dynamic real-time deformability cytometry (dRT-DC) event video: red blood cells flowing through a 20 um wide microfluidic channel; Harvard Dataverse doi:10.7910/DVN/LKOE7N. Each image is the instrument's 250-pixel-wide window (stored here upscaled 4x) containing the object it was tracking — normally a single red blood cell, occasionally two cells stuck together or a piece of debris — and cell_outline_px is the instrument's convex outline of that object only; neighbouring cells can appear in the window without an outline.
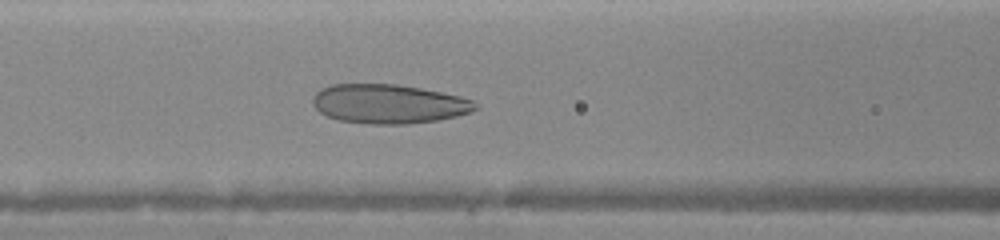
{"species": "human", "species_latin": "Homo sapiens", "temperature_condition": "warm", "stored_images_in_passage": 33, "camera_frame_rate_fps": 3000, "um_per_image_px": 0.085, "donor": {"sex": "female"}, "frame": {"image": 1, "passage_image": 10, "time_ms": 5.333, "image_size_px": [1000, 240], "cell_outline_px": [[480, 108], [472, 112], [456, 116], [436, 120], [408, 124], [372, 124], [340, 120], [328, 116], [320, 112], [312, 104], [312, 100], [316, 92], [320, 88], [332, 84], [396, 84], [420, 88], [460, 96], [476, 100]], "centroid_in_image_um": [33.08, 8.82], "position_along_channel_um": 133.5, "area_um2": 37.28}}
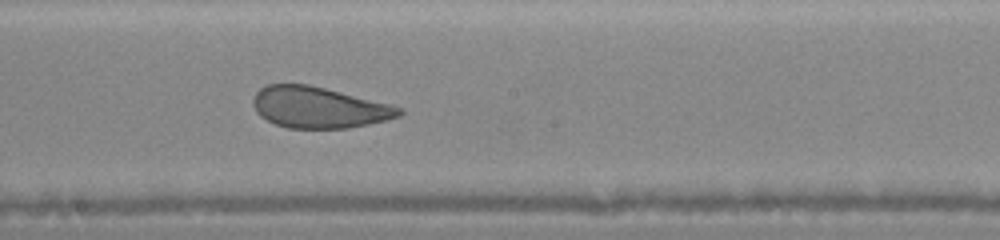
{"frame": {"image": 2, "passage_image": 17, "time_ms": 7.333, "image_size_px": [1000, 240], "cell_outline_px": [[404, 112], [400, 116], [388, 120], [348, 128], [288, 128], [276, 124], [260, 116], [256, 112], [252, 104], [252, 100], [256, 92], [260, 88], [268, 84], [308, 84], [392, 104], [404, 108]], "centroid_in_image_um": [27.13, 9.13], "position_along_channel_um": 221.1, "area_um2": 35.2}}
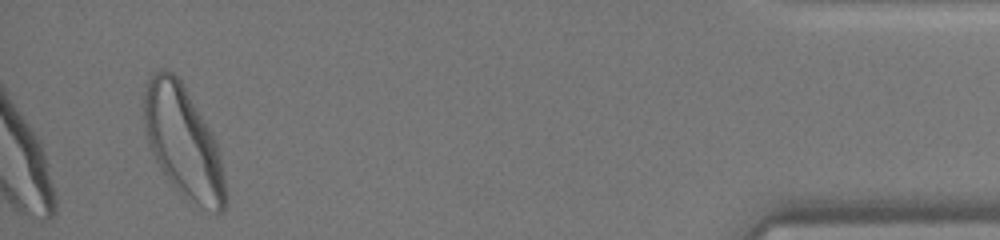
{"frame": {"image": 3, "passage_image": 33, "time_ms": 13.333, "image_size_px": [1000, 240], "cell_outline_px": [[228, 200], [224, 208], [220, 212], [216, 212], [200, 204], [180, 192], [172, 184], [156, 160], [148, 144], [144, 124], [144, 84], [156, 72], [172, 72], [180, 80], [212, 132], [220, 156], [228, 196]], "centroid_in_image_um": [15.58, 12.06], "position_along_channel_um": 419.6, "area_um2": 51.67}}